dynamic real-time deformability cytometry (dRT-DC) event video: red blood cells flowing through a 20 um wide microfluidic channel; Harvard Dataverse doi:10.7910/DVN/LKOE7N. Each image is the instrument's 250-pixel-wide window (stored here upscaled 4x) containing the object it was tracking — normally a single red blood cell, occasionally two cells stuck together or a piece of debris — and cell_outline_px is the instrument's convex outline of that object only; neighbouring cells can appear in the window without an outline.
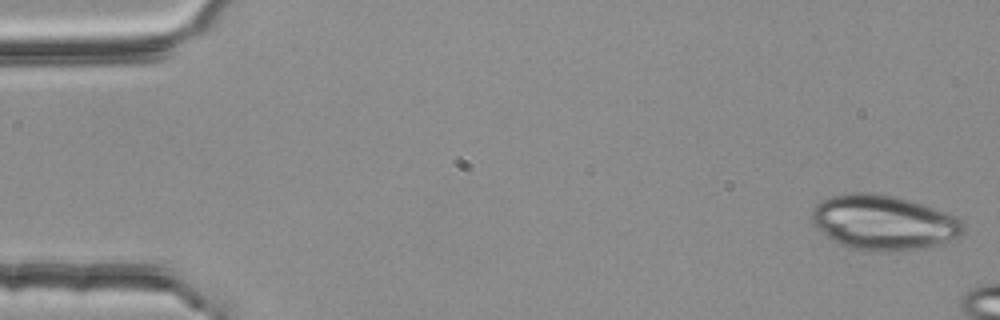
{"species": "common noctule bat (a hibernating species)", "species_latin": "Nyctalus noctula", "temperature_condition": "room temperature", "stored_images_in_passage": 10, "camera_frame_rate_fps": 3000, "um_per_image_px": 0.085, "animal": {"sex": "female", "body_mass_g": 25.1}, "frame": {"image": 1, "passage_image": 1, "time_ms": 0.0, "image_size_px": [1000, 320], "cell_outline_px": [[964, 232], [944, 244], [928, 248], [892, 252], [872, 252], [848, 248], [840, 244], [828, 236], [812, 224], [812, 208], [816, 204], [832, 196], [844, 192], [872, 192], [892, 196], [908, 200], [956, 216], [964, 220]], "centroid_in_image_um": [75.11, 18.94], "position_along_channel_um": 9.9, "area_um2": 48.84}}